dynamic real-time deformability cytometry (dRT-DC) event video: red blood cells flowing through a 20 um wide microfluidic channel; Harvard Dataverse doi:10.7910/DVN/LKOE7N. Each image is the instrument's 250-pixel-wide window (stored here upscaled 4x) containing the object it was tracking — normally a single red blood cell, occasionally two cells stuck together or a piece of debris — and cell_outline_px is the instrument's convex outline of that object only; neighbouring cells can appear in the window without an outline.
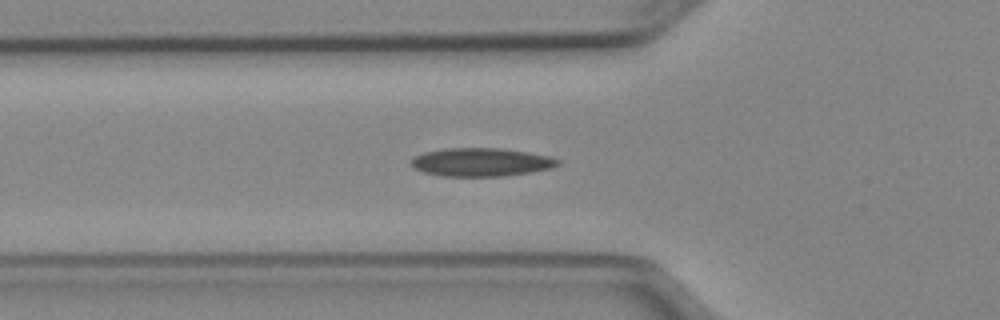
{"species": "Egyptian fruit bat (a non-hibernating species)", "species_latin": "Rousettus aegyptiacus", "temperature_condition": "cold", "stored_images_in_passage": 39, "camera_frame_rate_fps": 3000, "um_per_image_px": 0.085, "animal": {"sex": "female"}, "frame": {"image": 1, "passage_image": 12, "time_ms": 3.667, "image_size_px": [1000, 320], "cell_outline_px": [[560, 164], [552, 168], [532, 172], [504, 176], [444, 176], [424, 172], [412, 168], [408, 164], [412, 156], [424, 152], [444, 148], [500, 148], [548, 156], [560, 160]], "centroid_in_image_um": [40.83, 13.78], "position_along_channel_um": 85.0, "area_um2": 24.39}}
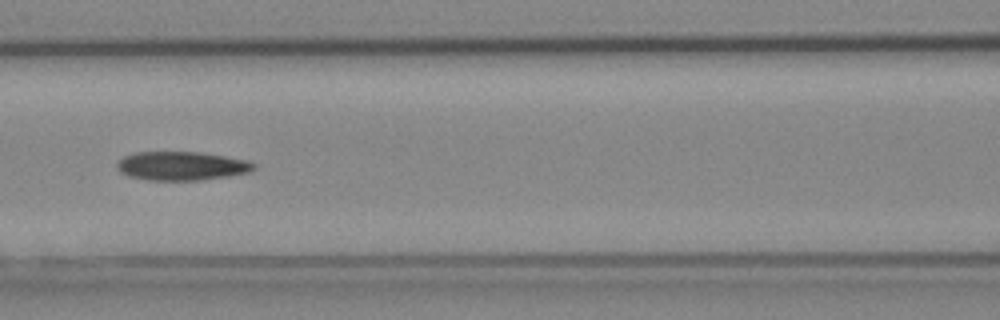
{"frame": {"image": 2, "passage_image": 17, "time_ms": 5.333, "image_size_px": [1000, 320], "cell_outline_px": [[256, 168], [248, 172], [228, 176], [200, 180], [148, 180], [128, 176], [120, 172], [116, 168], [116, 164], [124, 156], [136, 152], [200, 152], [248, 160], [256, 164]], "centroid_in_image_um": [15.43, 14.1], "position_along_channel_um": 151.2, "area_um2": 22.95}}